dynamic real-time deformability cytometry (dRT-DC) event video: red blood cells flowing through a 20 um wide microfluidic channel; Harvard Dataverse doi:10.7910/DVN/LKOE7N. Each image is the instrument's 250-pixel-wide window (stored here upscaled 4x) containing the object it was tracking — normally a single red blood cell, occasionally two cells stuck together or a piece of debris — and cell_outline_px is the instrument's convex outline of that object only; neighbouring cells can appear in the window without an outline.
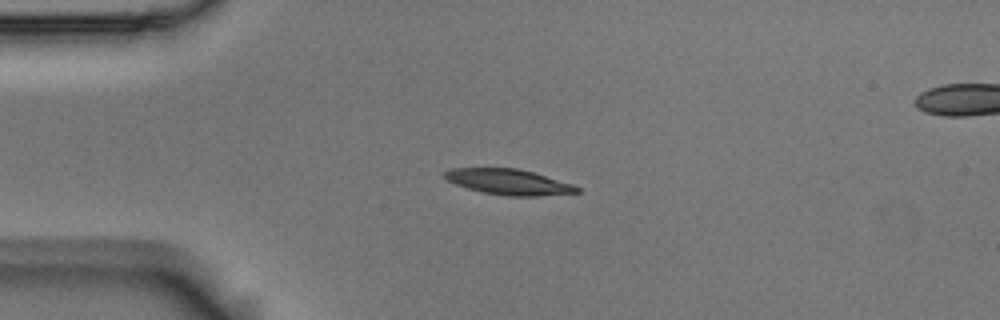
{"species": "Egyptian fruit bat (a non-hibernating species)", "species_latin": "Rousettus aegyptiacus", "temperature_condition": "room temperature", "stored_images_in_passage": 4, "camera_frame_rate_fps": 3000, "um_per_image_px": 0.085, "animal": {"sex": "male"}, "frame": {"image": 1, "passage_image": 2, "time_ms": 0.333, "image_size_px": [1000, 320], "cell_outline_px": [[580, 192], [536, 196], [508, 196], [484, 192], [468, 188], [456, 184], [448, 180], [444, 176], [444, 172], [452, 168], [516, 168], [532, 172], [572, 184], [580, 188]], "centroid_in_image_um": [43.24, 15.46], "position_along_channel_um": 41.8, "area_um2": 19.36}}